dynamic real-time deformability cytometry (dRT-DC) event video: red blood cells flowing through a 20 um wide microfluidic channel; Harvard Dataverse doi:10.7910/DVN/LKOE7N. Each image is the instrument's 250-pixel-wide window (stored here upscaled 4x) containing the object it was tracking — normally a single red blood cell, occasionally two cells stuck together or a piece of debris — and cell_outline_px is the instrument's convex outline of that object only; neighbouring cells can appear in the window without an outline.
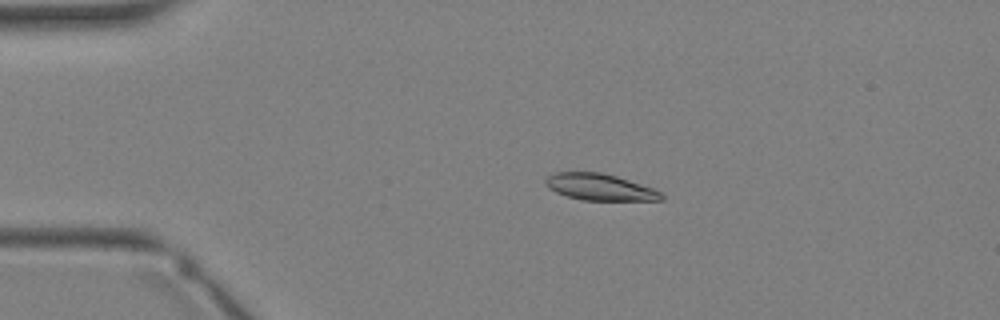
{"species": "Egyptian fruit bat (a non-hibernating species)", "species_latin": "Rousettus aegyptiacus", "temperature_condition": "warm", "stored_images_in_passage": 3, "camera_frame_rate_fps": 3000, "um_per_image_px": 0.085, "animal": {"sex": "female"}, "frame": {"image": 1, "passage_image": 2, "time_ms": 1.333, "image_size_px": [1000, 320], "cell_outline_px": [[664, 200], [584, 200], [568, 196], [556, 192], [548, 188], [544, 184], [544, 180], [548, 176], [556, 172], [600, 172], [616, 176], [652, 188], [660, 192], [664, 196]], "centroid_in_image_um": [50.95, 15.9], "position_along_channel_um": 34.0, "area_um2": 17.74}}